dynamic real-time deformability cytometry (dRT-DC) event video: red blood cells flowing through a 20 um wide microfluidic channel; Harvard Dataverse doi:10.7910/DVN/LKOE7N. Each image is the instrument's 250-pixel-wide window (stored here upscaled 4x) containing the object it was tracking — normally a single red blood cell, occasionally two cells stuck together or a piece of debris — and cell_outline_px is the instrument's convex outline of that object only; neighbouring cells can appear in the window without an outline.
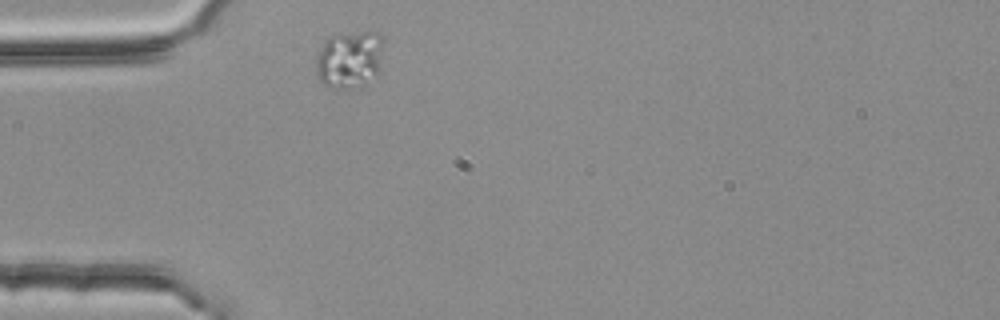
{"species": "common noctule bat (a hibernating species)", "species_latin": "Nyctalus noctula", "temperature_condition": "room temperature", "stored_images_in_passage": 1, "camera_frame_rate_fps": 3000, "um_per_image_px": 0.085, "animal": {"sex": "female", "body_mass_g": 25.1}, "frame": {"image": 1, "passage_image": 1, "time_ms": 0.0, "image_size_px": [1000, 320], "cell_outline_px": [[384, 40], [380, 72], [344, 88], [332, 88], [324, 84], [316, 76], [316, 56], [324, 40], [328, 36], [336, 32], [376, 32]], "centroid_in_image_um": [29.66, 4.95], "position_along_channel_um": 55.3, "area_um2": 22.48}}